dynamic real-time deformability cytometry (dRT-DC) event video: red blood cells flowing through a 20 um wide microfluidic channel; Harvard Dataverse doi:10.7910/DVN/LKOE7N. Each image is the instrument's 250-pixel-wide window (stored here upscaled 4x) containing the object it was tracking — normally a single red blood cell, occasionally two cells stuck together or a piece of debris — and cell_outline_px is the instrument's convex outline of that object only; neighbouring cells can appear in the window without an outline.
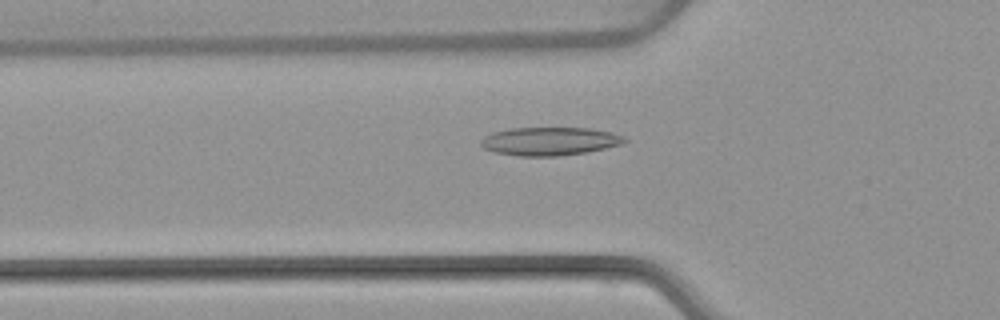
{"species": "common noctule bat (a hibernating species)", "species_latin": "Nyctalus noctula", "temperature_condition": "warm", "stored_images_in_passage": 52, "camera_frame_rate_fps": 3000, "um_per_image_px": 0.085, "animal": {"sex": "female", "body_mass_g": 22.7, "forearm_length_mm": 54.2}, "frame": {"image": 1, "passage_image": 18, "time_ms": 5.667, "image_size_px": [1000, 320], "cell_outline_px": [[628, 140], [620, 144], [588, 152], [556, 156], [516, 156], [496, 152], [484, 148], [480, 144], [480, 140], [484, 136], [492, 132], [512, 128], [592, 128], [612, 132], [624, 136]], "centroid_in_image_um": [46.71, 12.0], "position_along_channel_um": 79.1, "area_um2": 23.7}}
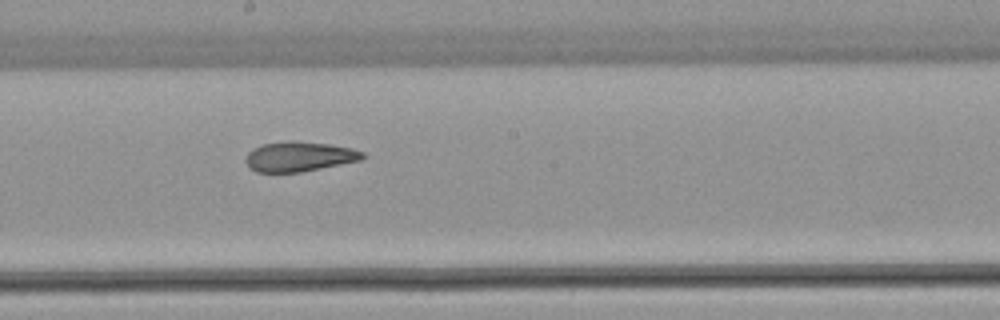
{"frame": {"image": 2, "passage_image": 29, "time_ms": 9.333, "image_size_px": [1000, 320], "cell_outline_px": [[364, 156], [360, 160], [300, 172], [256, 172], [248, 168], [244, 160], [248, 152], [252, 148], [264, 144], [288, 140], [292, 140], [328, 144], [352, 148], [364, 152]], "centroid_in_image_um": [25.37, 13.3], "position_along_channel_um": 222.8, "area_um2": 20.35}}
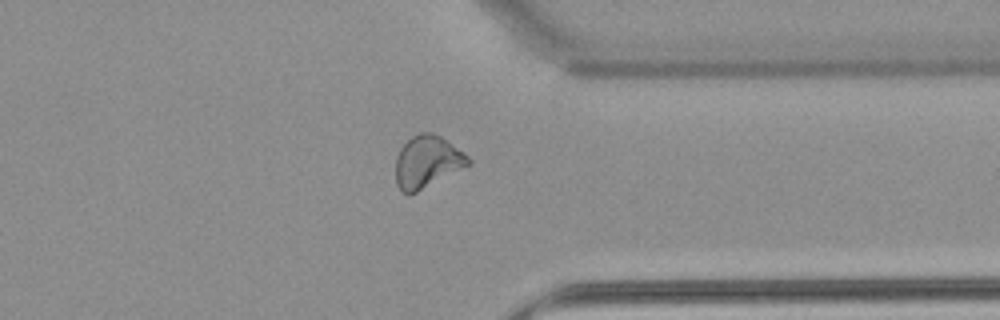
{"frame": {"image": 3, "passage_image": 41, "time_ms": 13.333, "image_size_px": [1000, 320], "cell_outline_px": [[472, 164], [408, 196], [396, 184], [396, 156], [400, 148], [412, 136], [420, 132], [432, 132], [448, 140], [468, 156], [472, 160]], "centroid_in_image_um": [36.32, 13.74], "position_along_channel_um": 375.1, "area_um2": 22.14}, "authors_computed_cell_mechanics": {"area_um2": 22.542, "velocity_mm_per_s": 3.8997, "shape_relaxation_time_tau1_ms": null, "shape_relaxation_time_tau2_ms": 2.245, "deformation_change_tau1": null, "deformation_change_tau2": 0.0858}}